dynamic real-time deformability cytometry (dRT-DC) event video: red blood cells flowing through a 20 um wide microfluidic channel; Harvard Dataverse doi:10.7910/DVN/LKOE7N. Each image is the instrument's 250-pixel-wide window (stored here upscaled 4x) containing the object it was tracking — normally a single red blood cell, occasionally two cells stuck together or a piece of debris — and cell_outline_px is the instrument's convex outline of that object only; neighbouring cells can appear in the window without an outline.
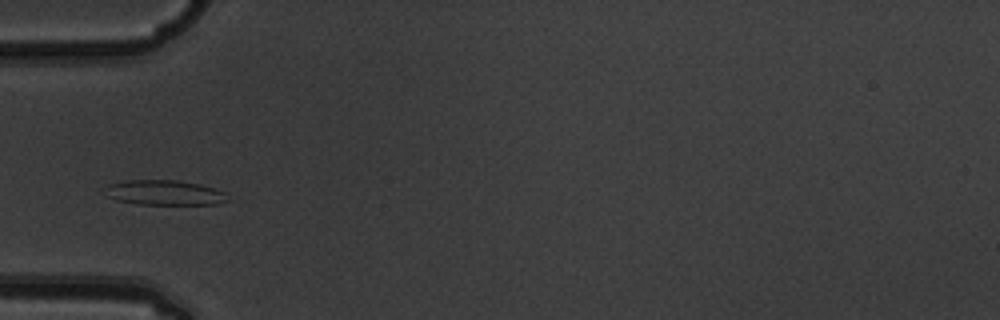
{"species": "common noctule bat (a hibernating species)", "species_latin": "Nyctalus noctula", "temperature_condition": "warm", "stored_images_in_passage": 4, "camera_frame_rate_fps": 3000, "um_per_image_px": 0.085, "animal": {"sex": "male", "body_mass_g": 19.5, "forearm_length_mm": 54.6}, "frame": {"image": 1, "passage_image": 4, "time_ms": 1.0, "image_size_px": [1000, 320], "cell_outline_px": [[232, 200], [216, 204], [140, 204], [116, 200], [104, 196], [108, 184], [128, 180], [176, 180], [200, 184], [224, 192]], "centroid_in_image_um": [13.98, 16.38], "position_along_channel_um": 71.0, "area_um2": 17.86}}